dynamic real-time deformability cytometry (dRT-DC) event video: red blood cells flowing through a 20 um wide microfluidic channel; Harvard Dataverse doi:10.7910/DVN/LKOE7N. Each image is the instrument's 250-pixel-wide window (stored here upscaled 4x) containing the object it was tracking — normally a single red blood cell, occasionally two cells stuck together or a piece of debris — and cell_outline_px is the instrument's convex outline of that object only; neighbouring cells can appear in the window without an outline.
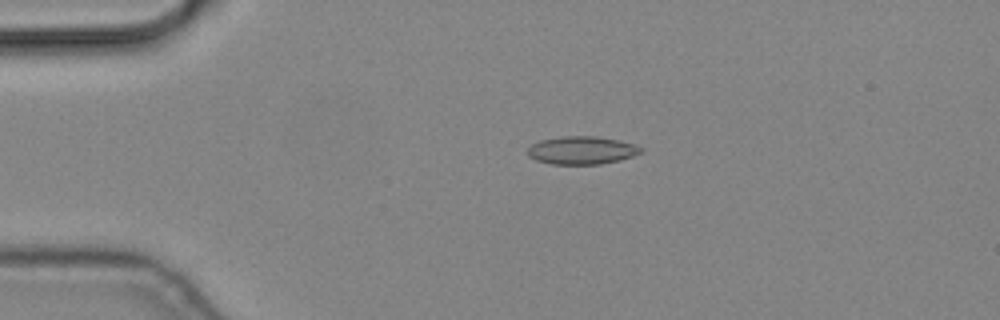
{"species": "common noctule bat (a hibernating species)", "species_latin": "Nyctalus noctula", "temperature_condition": "cold", "stored_images_in_passage": 4, "camera_frame_rate_fps": 3000, "um_per_image_px": 0.085, "animal": {"sex": "male", "body_mass_g": 19.2, "forearm_length_mm": 51.8}, "frame": {"image": 1, "passage_image": 3, "time_ms": 0.667, "image_size_px": [1000, 320], "cell_outline_px": [[644, 152], [620, 160], [600, 164], [552, 164], [536, 160], [528, 156], [528, 148], [532, 144], [540, 140], [564, 136], [596, 136], [636, 144], [644, 148]], "centroid_in_image_um": [49.48, 12.77], "position_along_channel_um": 35.5, "area_um2": 18.5}}